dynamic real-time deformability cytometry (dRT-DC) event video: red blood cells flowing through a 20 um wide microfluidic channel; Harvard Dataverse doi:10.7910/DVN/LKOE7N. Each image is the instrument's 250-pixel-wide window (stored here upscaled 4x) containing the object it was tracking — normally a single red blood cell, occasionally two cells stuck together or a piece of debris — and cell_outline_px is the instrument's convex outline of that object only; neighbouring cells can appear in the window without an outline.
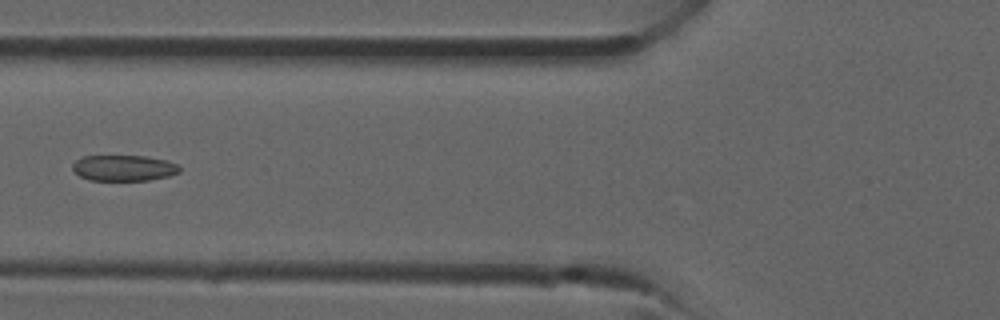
{"species": "common noctule bat (a hibernating species)", "species_latin": "Nyctalus noctula", "temperature_condition": "room temperature", "stored_images_in_passage": 34, "camera_frame_rate_fps": 3000, "um_per_image_px": 0.085, "animal": {"sex": "male", "forearm_length_mm": 52.5}, "frame": {"image": 1, "passage_image": 13, "time_ms": 4.0, "image_size_px": [1000, 320], "cell_outline_px": [[180, 172], [168, 176], [148, 180], [88, 180], [80, 176], [72, 168], [72, 164], [76, 160], [84, 156], [144, 156], [168, 160], [180, 164]], "centroid_in_image_um": [10.55, 14.27], "position_along_channel_um": 115.2, "area_um2": 16.18}}
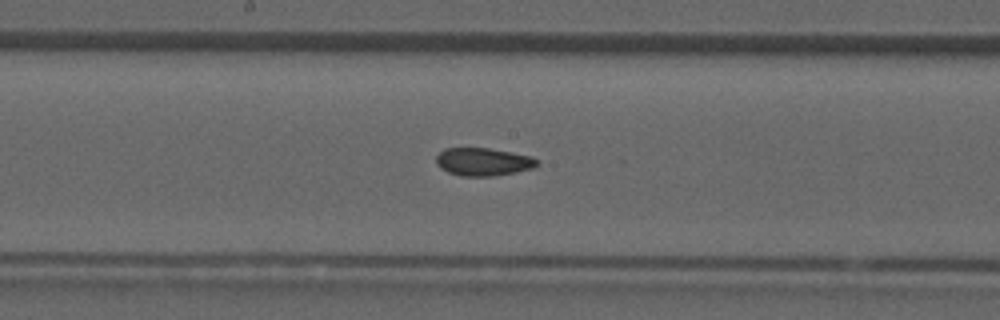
{"frame": {"image": 2, "passage_image": 18, "time_ms": 5.667, "image_size_px": [1000, 320], "cell_outline_px": [[540, 164], [532, 168], [516, 172], [492, 176], [460, 176], [448, 172], [440, 168], [436, 164], [436, 156], [444, 148], [488, 148], [532, 156]], "centroid_in_image_um": [41.05, 13.75], "position_along_channel_um": 207.2, "area_um2": 16.42}}
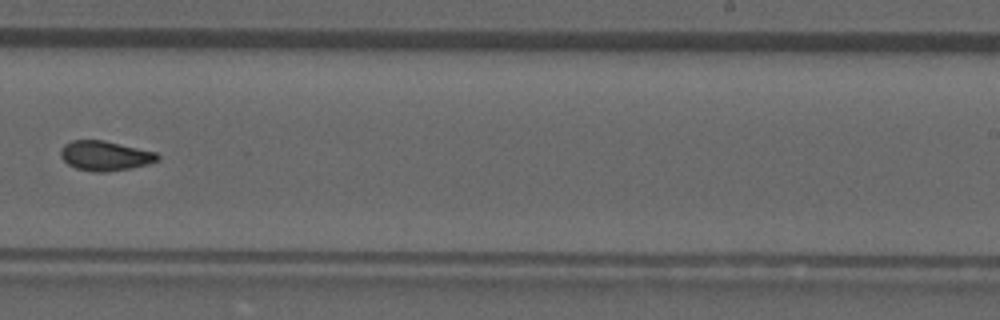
{"frame": {"image": 3, "passage_image": 22, "time_ms": 7.0, "image_size_px": [1000, 320], "cell_outline_px": [[160, 160], [148, 164], [128, 168], [104, 172], [92, 172], [76, 168], [68, 164], [60, 156], [60, 148], [64, 144], [72, 140], [104, 140], [156, 152], [160, 156]], "centroid_in_image_um": [8.92, 13.23], "position_along_channel_um": 280.1, "area_um2": 16.82}}